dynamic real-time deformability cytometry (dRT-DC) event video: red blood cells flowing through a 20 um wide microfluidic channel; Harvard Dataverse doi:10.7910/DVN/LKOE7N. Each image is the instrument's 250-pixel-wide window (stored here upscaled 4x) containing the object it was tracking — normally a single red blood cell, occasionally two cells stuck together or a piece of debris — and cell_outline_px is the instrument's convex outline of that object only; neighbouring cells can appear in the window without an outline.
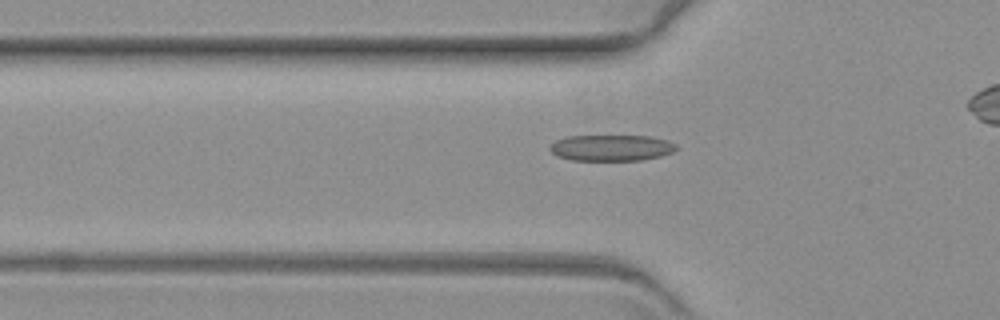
{"species": "common noctule bat (a hibernating species)", "species_latin": "Nyctalus noctula", "temperature_condition": "warm", "stored_images_in_passage": 47, "camera_frame_rate_fps": 3000, "um_per_image_px": 0.085, "animal": {"sex": "female", "body_mass_g": 19.3, "forearm_length_mm": 54.1}, "frame": {"image": 1, "passage_image": 16, "time_ms": 5.0, "image_size_px": [1000, 320], "cell_outline_px": [[680, 148], [672, 152], [660, 156], [640, 160], [572, 160], [556, 156], [548, 148], [556, 140], [568, 136], [648, 136], [668, 140], [676, 144]], "centroid_in_image_um": [51.98, 12.56], "position_along_channel_um": 73.8, "area_um2": 19.25}}
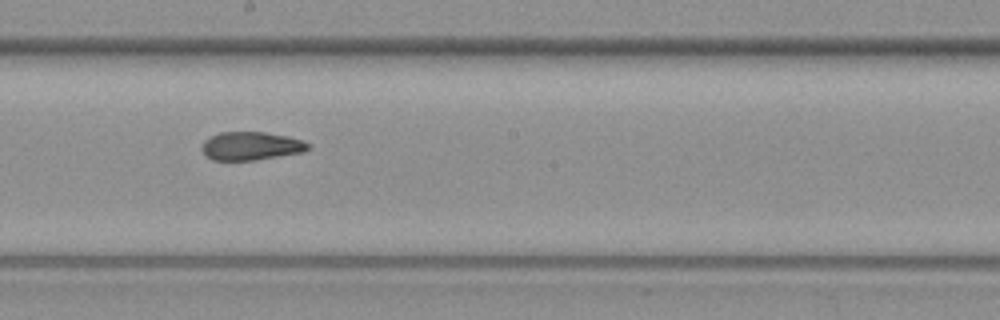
{"frame": {"image": 2, "passage_image": 29, "time_ms": 9.333, "image_size_px": [1000, 320], "cell_outline_px": [[312, 144], [304, 152], [256, 160], [212, 160], [200, 148], [204, 140], [220, 132], [264, 132], [288, 136], [304, 140]], "centroid_in_image_um": [21.37, 12.4], "position_along_channel_um": 226.8, "area_um2": 17.63}}
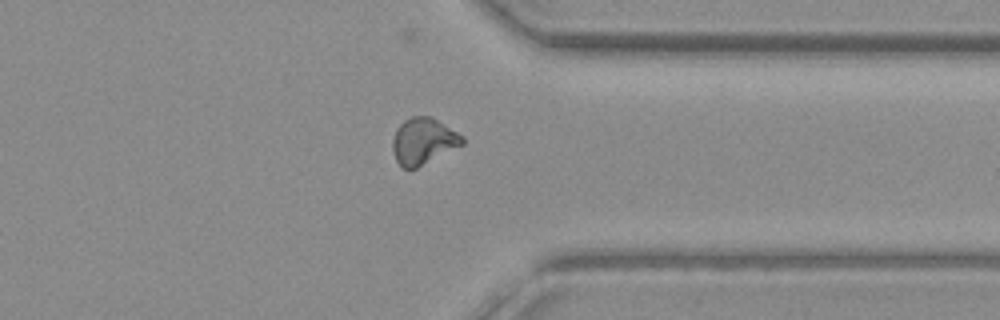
{"frame": {"image": 3, "passage_image": 42, "time_ms": 13.667, "image_size_px": [1000, 320], "cell_outline_px": [[464, 144], [416, 168], [400, 168], [396, 160], [392, 148], [392, 140], [396, 128], [404, 120], [412, 116], [432, 116], [464, 136]], "centroid_in_image_um": [35.97, 11.99], "position_along_channel_um": 375.4, "area_um2": 18.96}}